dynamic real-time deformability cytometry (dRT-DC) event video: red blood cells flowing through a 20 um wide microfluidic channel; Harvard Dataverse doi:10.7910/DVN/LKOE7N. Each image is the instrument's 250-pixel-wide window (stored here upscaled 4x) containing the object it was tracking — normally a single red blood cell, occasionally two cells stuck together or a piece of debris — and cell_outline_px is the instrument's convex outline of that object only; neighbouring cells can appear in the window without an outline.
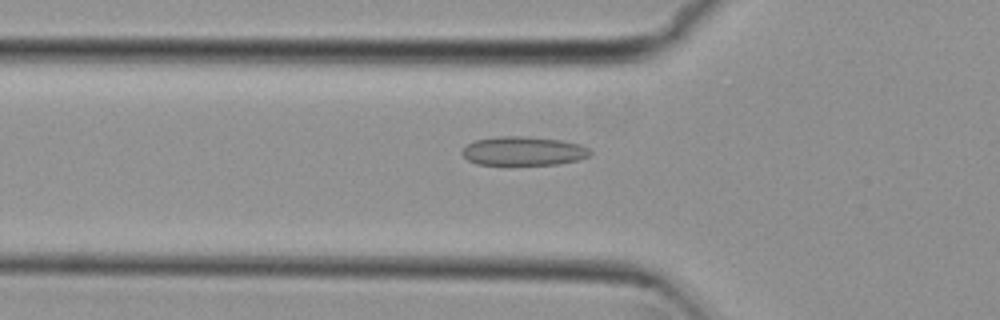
{"species": "common noctule bat (a hibernating species)", "species_latin": "Nyctalus noctula", "temperature_condition": "cold", "stored_images_in_passage": 46, "camera_frame_rate_fps": 3000, "um_per_image_px": 0.085, "animal": {"sex": "female", "body_mass_g": 29.2, "forearm_length_mm": 56.3}, "frame": {"image": 1, "passage_image": 11, "time_ms": 3.333, "image_size_px": [1000, 320], "cell_outline_px": [[592, 152], [588, 156], [576, 160], [556, 164], [508, 168], [476, 164], [468, 160], [460, 152], [472, 140], [500, 136], [528, 136], [560, 140], [580, 144], [588, 148]], "centroid_in_image_um": [44.42, 12.88], "position_along_channel_um": 81.4, "area_um2": 22.6}}
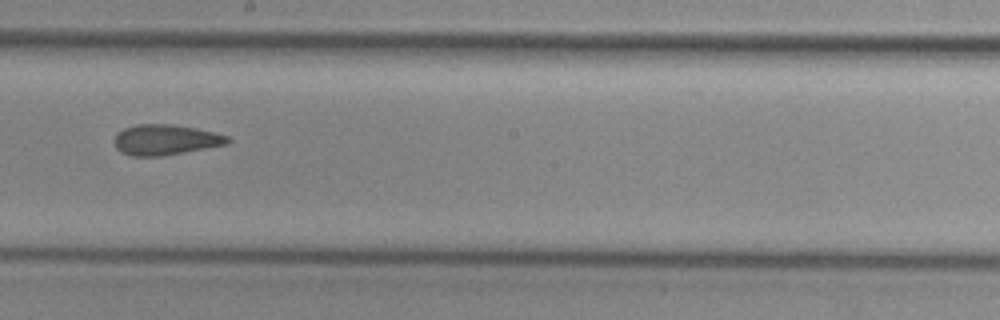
{"frame": {"image": 2, "passage_image": 23, "time_ms": 7.333, "image_size_px": [1000, 320], "cell_outline_px": [[232, 140], [228, 144], [184, 152], [160, 156], [132, 156], [120, 152], [116, 148], [112, 140], [116, 132], [124, 128], [136, 124], [172, 124], [196, 128], [228, 136]], "centroid_in_image_um": [14.01, 11.88], "position_along_channel_um": 234.2, "area_um2": 20.29}}
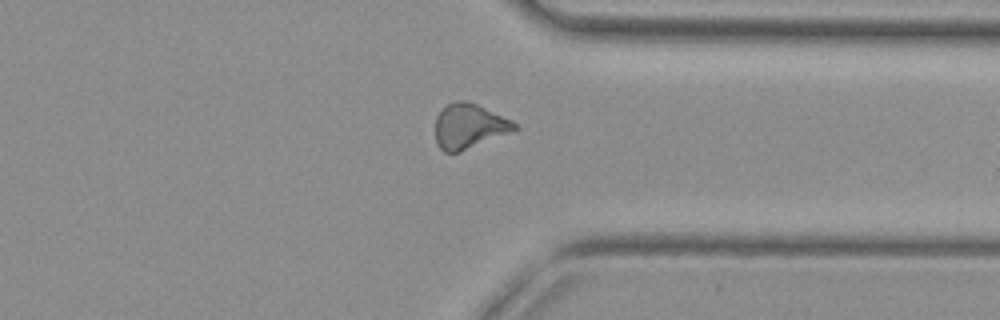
{"frame": {"image": 3, "passage_image": 34, "time_ms": 11.0, "image_size_px": [1000, 320], "cell_outline_px": [[520, 128], [456, 152], [444, 152], [436, 144], [436, 116], [448, 104], [456, 100], [464, 100], [476, 104], [512, 120], [520, 124]], "centroid_in_image_um": [39.87, 10.7], "position_along_channel_um": 371.5, "area_um2": 20.23}, "authors_computed_cell_mechanics": {"area_um2": 20.3745, "velocity_mm_per_s": 3.8021, "shape_relaxation_time_tau1_ms": null, "shape_relaxation_time_tau2_ms": 3.2875, "deformation_change_tau1": null, "deformation_change_tau2": 0.0932}}